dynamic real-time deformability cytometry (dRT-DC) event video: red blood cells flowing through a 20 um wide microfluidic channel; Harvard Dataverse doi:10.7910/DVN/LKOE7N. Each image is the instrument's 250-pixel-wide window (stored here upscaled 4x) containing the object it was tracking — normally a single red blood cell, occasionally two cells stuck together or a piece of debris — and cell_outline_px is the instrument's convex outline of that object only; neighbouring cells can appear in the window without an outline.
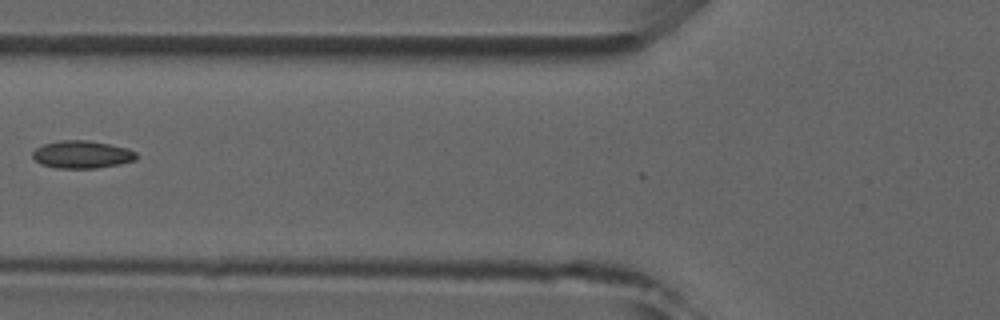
{"species": "common noctule bat (a hibernating species)", "species_latin": "Nyctalus noctula", "temperature_condition": "room temperature", "stored_images_in_passage": 6, "camera_frame_rate_fps": 3000, "um_per_image_px": 0.085, "animal": {"sex": "male", "forearm_length_mm": 52.5}, "frame": {"image": 1, "passage_image": 5, "time_ms": 4.667, "image_size_px": [1000, 320], "cell_outline_px": [[136, 160], [120, 164], [96, 168], [56, 168], [40, 164], [32, 156], [32, 152], [36, 148], [44, 144], [60, 140], [88, 140], [128, 148], [136, 152]], "centroid_in_image_um": [6.96, 13.13], "position_along_channel_um": 118.8, "area_um2": 16.7}}
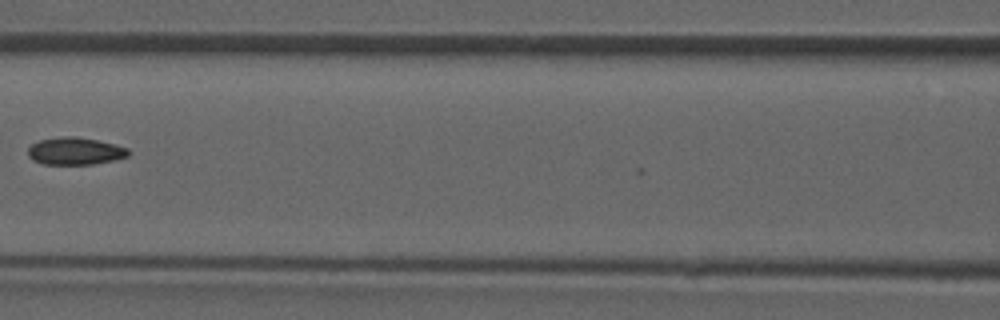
{"frame": {"image": 2, "passage_image": 6, "time_ms": 5.667, "image_size_px": [1000, 320], "cell_outline_px": [[128, 156], [112, 160], [92, 164], [44, 164], [32, 160], [28, 156], [28, 148], [32, 144], [40, 140], [64, 136], [72, 136], [96, 140], [116, 144], [128, 148]], "centroid_in_image_um": [6.36, 12.84], "position_along_channel_um": 160.2, "area_um2": 15.84}}